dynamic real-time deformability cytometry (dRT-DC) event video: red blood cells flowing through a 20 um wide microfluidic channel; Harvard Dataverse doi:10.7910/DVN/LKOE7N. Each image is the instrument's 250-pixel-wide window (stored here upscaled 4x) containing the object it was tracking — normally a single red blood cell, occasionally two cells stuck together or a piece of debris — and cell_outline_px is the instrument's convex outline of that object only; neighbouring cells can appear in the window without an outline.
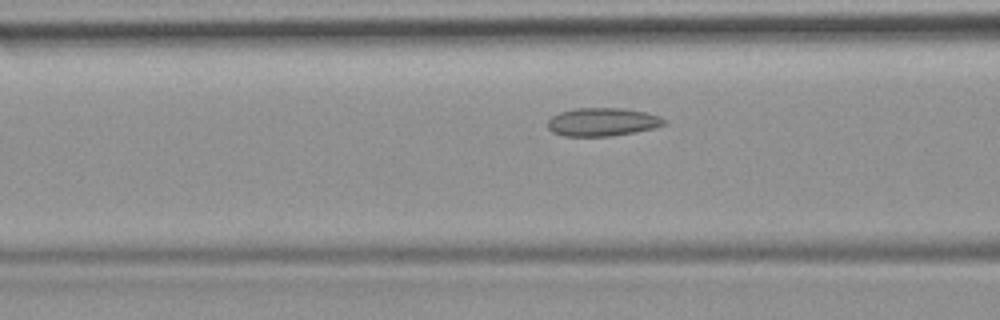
{"species": "common noctule bat (a hibernating species)", "species_latin": "Nyctalus noctula", "temperature_condition": "room temperature", "stored_images_in_passage": 21, "camera_frame_rate_fps": 3000, "um_per_image_px": 0.085, "animal": {"sex": "female", "body_mass_g": 19.9}, "frame": {"image": 1, "passage_image": 15, "time_ms": 4.667, "image_size_px": [1000, 320], "cell_outline_px": [[668, 124], [636, 132], [612, 136], [564, 136], [552, 132], [548, 128], [548, 120], [552, 116], [560, 112], [576, 108], [624, 108], [644, 112], [660, 116], [668, 120]], "centroid_in_image_um": [51.23, 10.37], "position_along_channel_um": 115.4, "area_um2": 19.31}}
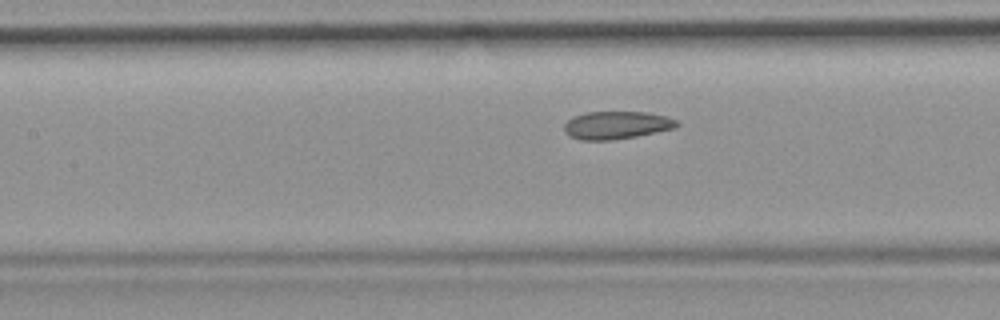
{"frame": {"image": 2, "passage_image": 18, "time_ms": 5.667, "image_size_px": [1000, 320], "cell_outline_px": [[680, 124], [676, 128], [636, 136], [612, 140], [580, 140], [568, 136], [564, 132], [564, 124], [572, 116], [584, 112], [648, 112], [664, 116], [676, 120]], "centroid_in_image_um": [52.36, 10.64], "position_along_channel_um": 155.0, "area_um2": 18.38}}